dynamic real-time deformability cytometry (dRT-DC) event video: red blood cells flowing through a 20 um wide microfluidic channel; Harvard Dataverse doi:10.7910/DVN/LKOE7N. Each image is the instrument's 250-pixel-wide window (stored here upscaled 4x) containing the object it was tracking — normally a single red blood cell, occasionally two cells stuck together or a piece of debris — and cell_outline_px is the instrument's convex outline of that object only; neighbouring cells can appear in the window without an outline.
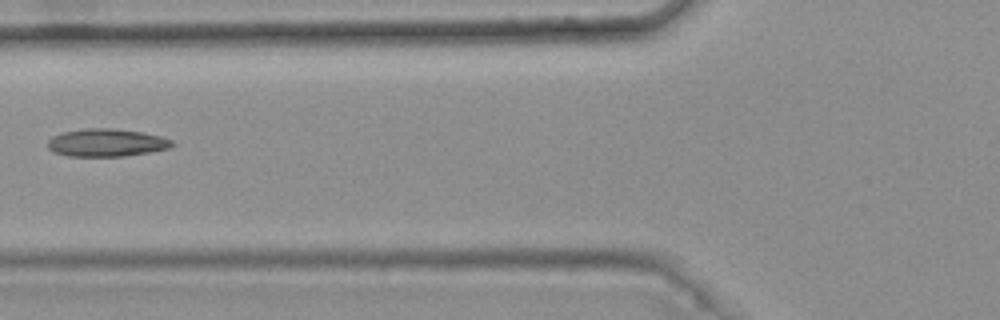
{"species": "common noctule bat (a hibernating species)", "species_latin": "Nyctalus noctula", "temperature_condition": "warm", "stored_images_in_passage": 7, "camera_frame_rate_fps": 3000, "um_per_image_px": 0.085, "animal": {"sex": "female", "body_mass_g": 25.1}, "frame": {"image": 1, "passage_image": 7, "time_ms": 2.0, "image_size_px": [1000, 320], "cell_outline_px": [[176, 144], [168, 148], [148, 152], [124, 156], [68, 156], [52, 152], [48, 148], [48, 140], [52, 136], [64, 132], [84, 128], [112, 128], [140, 132], [160, 136], [172, 140]], "centroid_in_image_um": [9.02, 12.13], "position_along_channel_um": 116.8, "area_um2": 20.06}}